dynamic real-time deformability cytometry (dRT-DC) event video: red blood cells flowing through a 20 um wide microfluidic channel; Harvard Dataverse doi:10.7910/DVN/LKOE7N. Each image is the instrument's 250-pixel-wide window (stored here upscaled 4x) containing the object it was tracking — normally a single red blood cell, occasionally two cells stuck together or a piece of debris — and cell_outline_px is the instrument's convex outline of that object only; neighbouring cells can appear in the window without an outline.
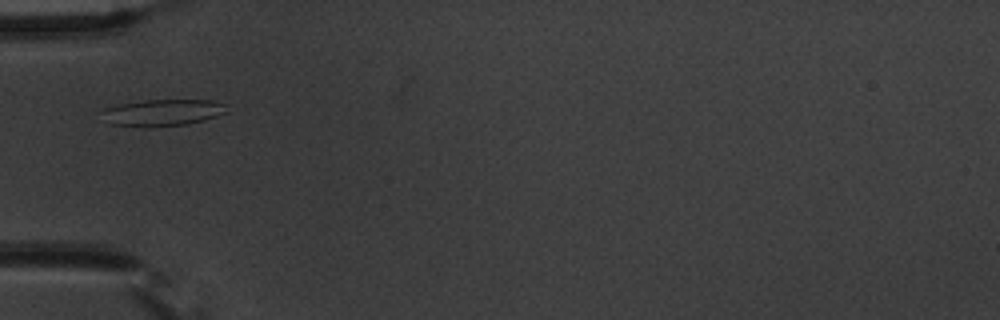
{"species": "common noctule bat (a hibernating species)", "species_latin": "Nyctalus noctula", "temperature_condition": "warm", "stored_images_in_passage": 5, "camera_frame_rate_fps": 3000, "um_per_image_px": 0.085, "animal": {"sex": "male", "body_mass_g": 20.1, "forearm_length_mm": 53.5}, "frame": {"image": 1, "passage_image": 3, "time_ms": 2.667, "image_size_px": [1000, 320], "cell_outline_px": [[228, 112], [204, 120], [188, 124], [152, 128], [144, 128], [108, 124], [104, 108], [120, 104], [144, 100], [212, 100], [224, 104]], "centroid_in_image_um": [13.85, 9.59], "position_along_channel_um": 71.2, "area_um2": 19.48}}
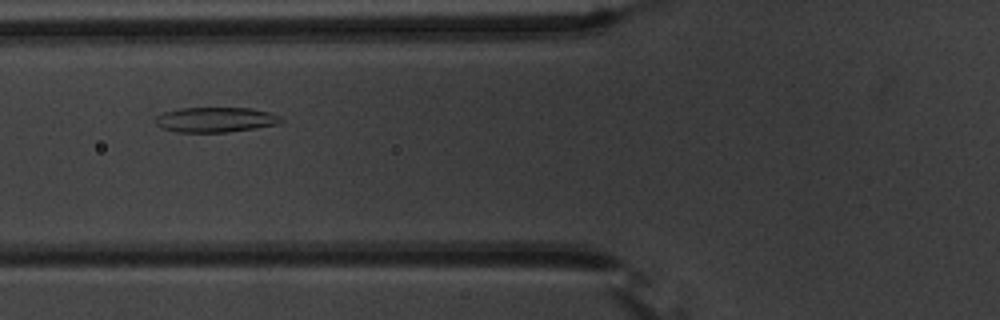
{"frame": {"image": 2, "passage_image": 4, "time_ms": 3.667, "image_size_px": [1000, 320], "cell_outline_px": [[284, 120], [276, 124], [256, 128], [228, 132], [176, 132], [160, 128], [152, 120], [156, 116], [164, 112], [180, 108], [248, 108], [268, 112], [280, 116]], "centroid_in_image_um": [18.25, 10.18], "position_along_channel_um": 107.5, "area_um2": 18.38}}
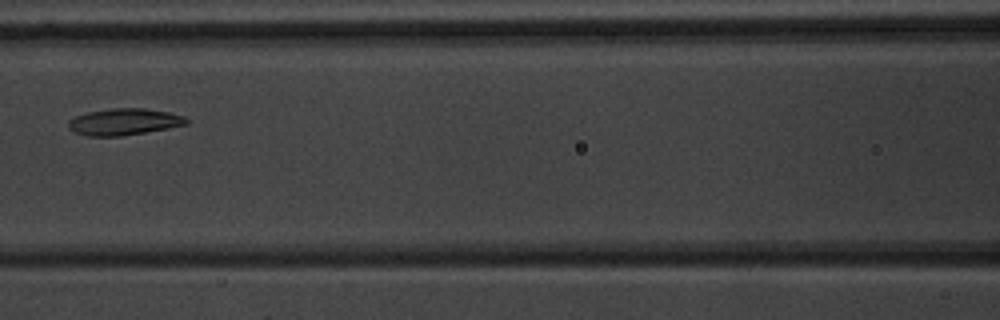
{"frame": {"image": 3, "passage_image": 5, "time_ms": 5.0, "image_size_px": [1000, 320], "cell_outline_px": [[188, 124], [168, 128], [120, 136], [88, 136], [76, 132], [68, 128], [68, 120], [76, 116], [88, 112], [112, 108], [144, 108], [168, 112], [184, 116], [188, 120]], "centroid_in_image_um": [10.54, 10.35], "position_along_channel_um": 156.1, "area_um2": 18.15}}